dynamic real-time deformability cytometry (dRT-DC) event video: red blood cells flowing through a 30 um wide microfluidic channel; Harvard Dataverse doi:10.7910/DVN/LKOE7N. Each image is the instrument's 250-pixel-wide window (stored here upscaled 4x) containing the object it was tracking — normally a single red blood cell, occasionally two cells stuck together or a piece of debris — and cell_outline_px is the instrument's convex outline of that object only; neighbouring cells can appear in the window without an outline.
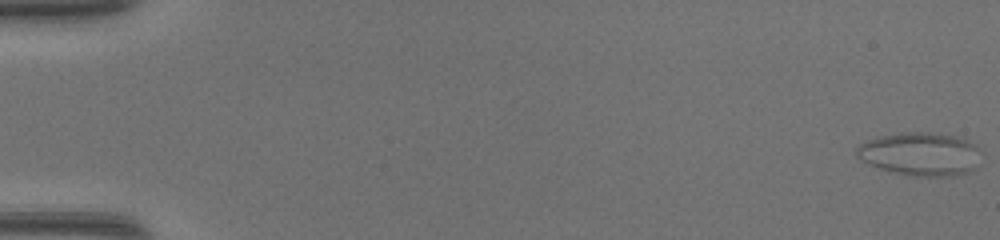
{"species": "common noctule bat (a hibernating species)", "species_latin": "Nyctalus noctula", "temperature_condition": "warm", "stored_images_in_passage": 49, "camera_frame_rate_fps": 3000, "um_per_image_px": 0.085, "animal": {"sex": "female", "body_mass_g": 17.0, "forearm_length_mm": 48.0}, "frame": {"image": 1, "passage_image": 1, "time_ms": 0.0, "image_size_px": [1000, 240], "cell_outline_px": [[984, 152], [976, 168], [968, 172], [956, 176], [908, 176], [888, 172], [860, 160], [856, 156], [856, 148], [860, 144], [868, 140], [880, 136], [900, 132], [940, 132], [956, 136], [968, 140], [976, 144]], "centroid_in_image_um": [78.29, 13.09], "position_along_channel_um": 6.7, "area_um2": 32.37}}
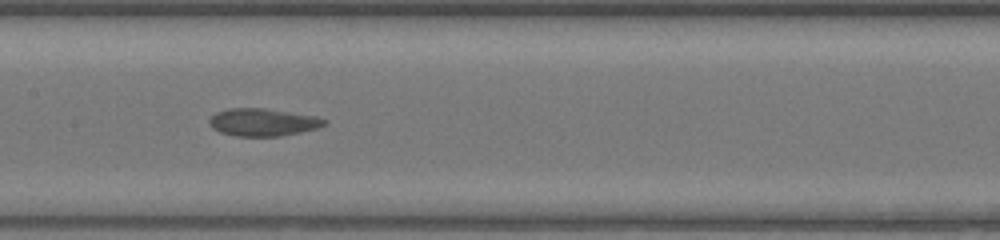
{"frame": {"image": 2, "passage_image": 26, "time_ms": 8.333, "image_size_px": [1000, 240], "cell_outline_px": [[328, 124], [316, 128], [300, 132], [280, 136], [236, 136], [220, 132], [212, 128], [208, 124], [208, 120], [216, 112], [228, 108], [264, 108], [316, 116], [328, 120]], "centroid_in_image_um": [22.34, 10.38], "position_along_channel_um": 185.1, "area_um2": 18.55}}
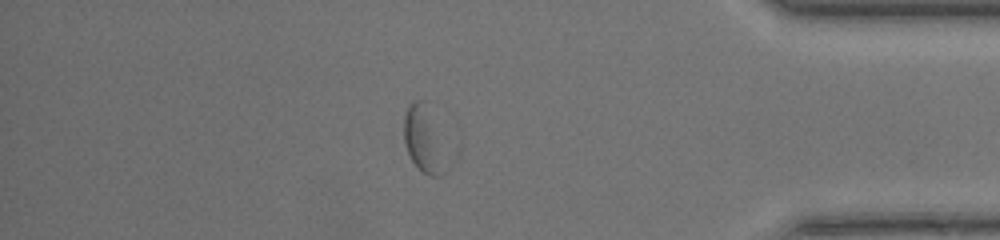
{"frame": {"image": 3, "passage_image": 43, "time_ms": 14.0, "image_size_px": [1000, 240], "cell_outline_px": [[460, 152], [456, 160], [448, 172], [440, 176], [428, 176], [412, 160], [404, 144], [404, 116], [408, 104], [416, 100], [424, 100], [460, 128]], "centroid_in_image_um": [36.61, 11.78], "position_along_channel_um": 398.6, "area_um2": 23.12}, "authors_computed_cell_mechanics": {"area_um2": 19.7098, "velocity_mm_per_s": 4.2995, "shape_relaxation_time_tau1_ms": null, "shape_relaxation_time_tau2_ms": 1.38, "deformation_change_tau1": null, "deformation_change_tau2": 0.0696}}